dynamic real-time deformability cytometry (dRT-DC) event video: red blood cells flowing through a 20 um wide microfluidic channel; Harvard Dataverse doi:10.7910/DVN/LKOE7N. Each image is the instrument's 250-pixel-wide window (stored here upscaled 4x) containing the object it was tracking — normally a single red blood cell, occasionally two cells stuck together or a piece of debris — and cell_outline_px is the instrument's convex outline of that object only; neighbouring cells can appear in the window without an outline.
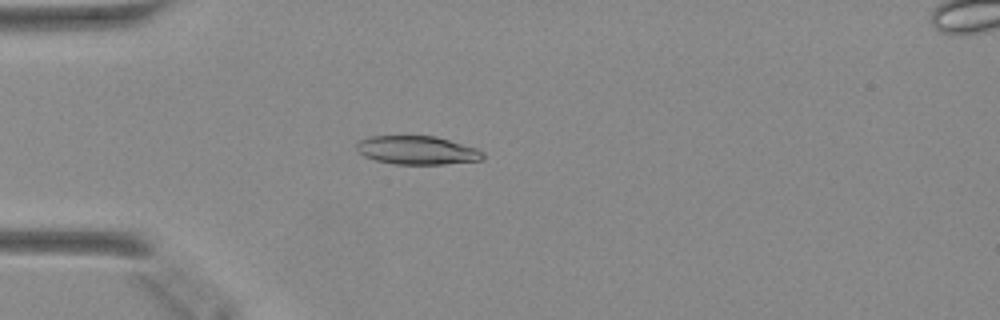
{"species": "Egyptian fruit bat (a non-hibernating species)", "species_latin": "Rousettus aegyptiacus", "temperature_condition": "warm", "stored_images_in_passage": 37, "camera_frame_rate_fps": 3000, "um_per_image_px": 0.085, "animal": {"sex": "female"}, "frame": {"image": 1, "passage_image": 2, "time_ms": 0.333, "image_size_px": [1000, 320], "cell_outline_px": [[484, 156], [480, 160], [444, 164], [396, 164], [376, 160], [364, 156], [356, 148], [356, 144], [360, 140], [372, 136], [436, 136], [476, 148], [484, 152]], "centroid_in_image_um": [35.46, 12.77], "position_along_channel_um": 49.5, "area_um2": 20.81}}
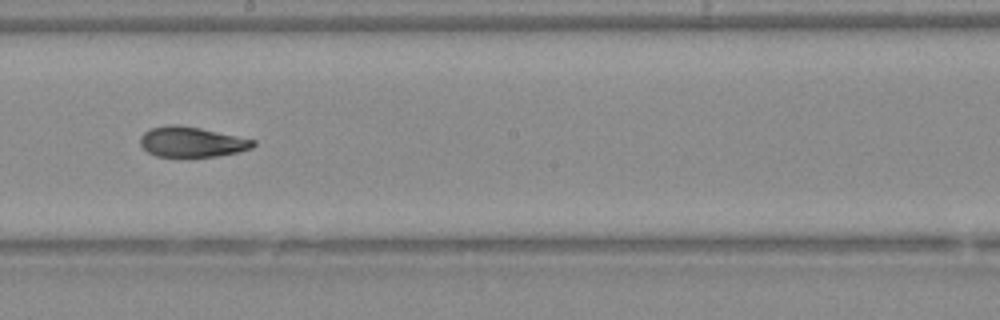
{"frame": {"image": 2, "passage_image": 16, "time_ms": 5.0, "image_size_px": [1000, 320], "cell_outline_px": [[256, 144], [252, 148], [236, 152], [216, 156], [156, 156], [148, 152], [140, 144], [140, 136], [144, 132], [152, 128], [200, 128], [256, 140]], "centroid_in_image_um": [16.35, 12.11], "position_along_channel_um": 231.9, "area_um2": 18.9}}
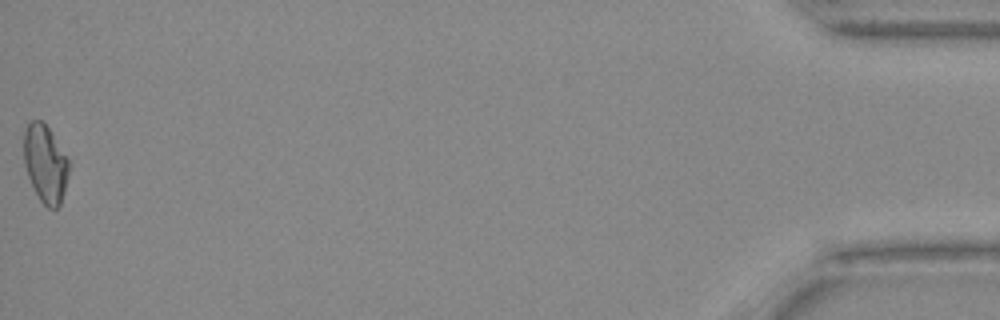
{"frame": {"image": 3, "passage_image": 37, "time_ms": 12.0, "image_size_px": [1000, 320], "cell_outline_px": [[72, 164], [64, 192], [60, 204], [56, 208], [48, 208], [40, 200], [28, 176], [24, 164], [24, 132], [28, 124], [32, 120], [40, 120], [48, 128]], "centroid_in_image_um": [3.88, 13.92], "position_along_channel_um": 431.3, "area_um2": 20.35}}